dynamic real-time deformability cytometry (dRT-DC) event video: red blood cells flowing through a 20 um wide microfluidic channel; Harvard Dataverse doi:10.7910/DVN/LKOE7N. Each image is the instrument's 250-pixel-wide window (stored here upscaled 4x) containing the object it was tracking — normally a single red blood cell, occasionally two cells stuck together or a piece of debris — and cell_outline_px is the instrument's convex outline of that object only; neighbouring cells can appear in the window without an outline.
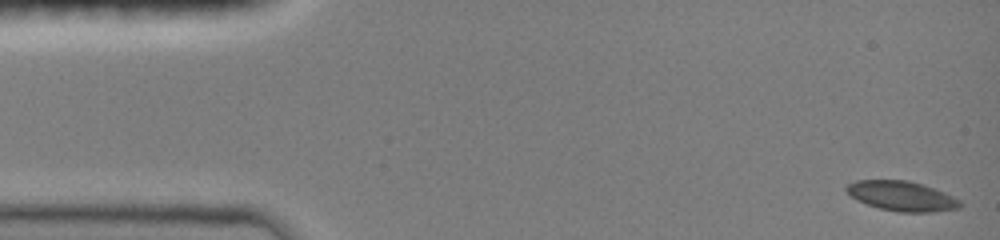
{"species": "common noctule bat (a hibernating species)", "species_latin": "Nyctalus noctula", "temperature_condition": "room temperature", "stored_images_in_passage": 48, "camera_frame_rate_fps": 3000, "um_per_image_px": 0.085, "animal": {"sex": "female", "body_mass_g": 19.0, "forearm_length_mm": 51.5}, "frame": {"image": 1, "passage_image": 1, "time_ms": 0.0, "image_size_px": [1000, 240], "cell_outline_px": [[964, 204], [960, 208], [932, 212], [900, 212], [880, 208], [856, 200], [844, 188], [848, 184], [856, 180], [908, 180], [924, 184], [944, 192], [960, 200]], "centroid_in_image_um": [76.68, 16.66], "position_along_channel_um": 8.3, "area_um2": 19.77}}
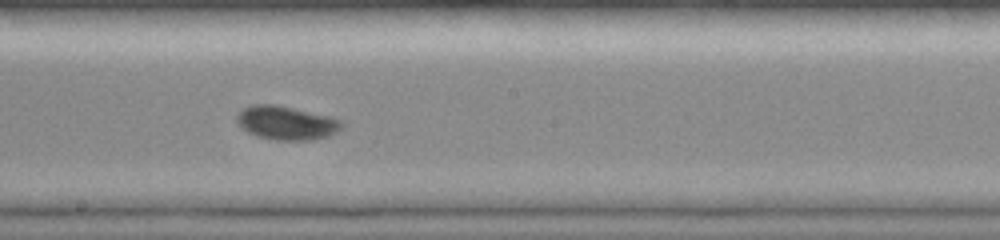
{"frame": {"image": 2, "passage_image": 26, "time_ms": 8.333, "image_size_px": [1000, 240], "cell_outline_px": [[344, 124], [336, 132], [328, 136], [312, 140], [276, 140], [256, 136], [248, 132], [236, 120], [236, 116], [244, 108], [252, 104], [276, 104], [332, 116], [344, 120]], "centroid_in_image_um": [24.39, 10.43], "position_along_channel_um": 223.8, "area_um2": 20.75}}
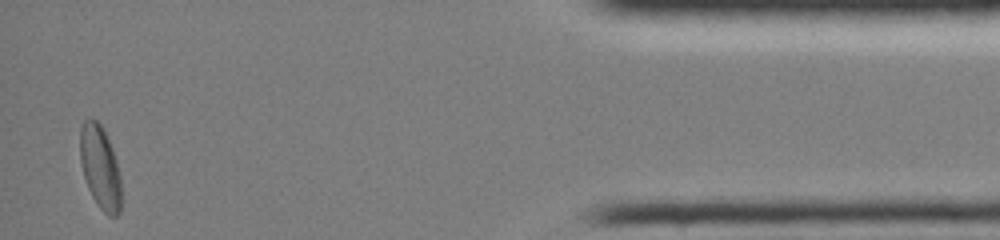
{"frame": {"image": 3, "passage_image": 46, "time_ms": 15.0, "image_size_px": [1000, 240], "cell_outline_px": [[120, 212], [116, 216], [108, 216], [100, 208], [92, 196], [88, 188], [80, 164], [80, 124], [84, 120], [96, 120], [104, 128], [112, 148], [116, 160], [120, 176]], "centroid_in_image_um": [8.5, 14.2], "position_along_channel_um": 426.7, "area_um2": 19.94}, "authors_computed_cell_mechanics": {"area_um2": 19.4786, "velocity_mm_per_s": 3.9853, "shape_relaxation_time_tau1_ms": 3.5944, "shape_relaxation_time_tau2_ms": null, "deformation_change_tau1": 0.101, "deformation_change_tau2": null}}